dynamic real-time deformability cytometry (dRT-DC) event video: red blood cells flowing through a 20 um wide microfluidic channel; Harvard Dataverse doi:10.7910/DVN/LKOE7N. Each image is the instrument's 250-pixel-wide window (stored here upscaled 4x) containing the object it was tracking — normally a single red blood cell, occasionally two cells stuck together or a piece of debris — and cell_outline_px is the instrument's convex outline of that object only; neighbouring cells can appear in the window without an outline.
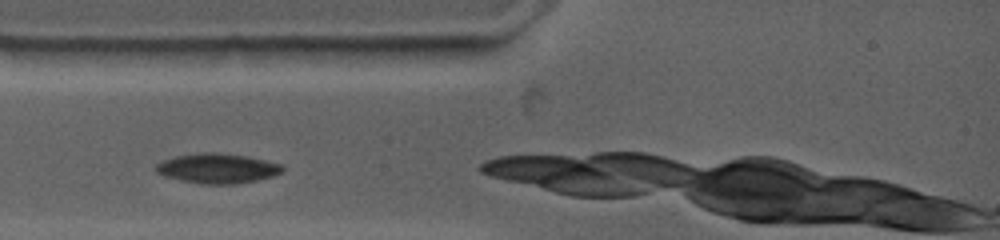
{"species": "common noctule bat (a hibernating species)", "species_latin": "Nyctalus noctula", "temperature_condition": "warm", "stored_images_in_passage": 4, "camera_frame_rate_fps": 4500, "um_per_image_px": 0.085, "animal": {"sex": "female", "body_mass_g": 19.0, "forearm_length_mm": 53.3}, "frame": {"image": 1, "passage_image": 1, "time_ms": 0.0, "image_size_px": [1000, 240], "cell_outline_px": [[284, 168], [280, 172], [272, 176], [256, 180], [236, 184], [200, 184], [180, 180], [164, 176], [156, 172], [156, 164], [164, 160], [176, 156], [204, 152], [216, 152], [248, 156], [280, 164]], "centroid_in_image_um": [18.45, 14.31], "position_along_channel_um": 66.5, "area_um2": 21.85}}